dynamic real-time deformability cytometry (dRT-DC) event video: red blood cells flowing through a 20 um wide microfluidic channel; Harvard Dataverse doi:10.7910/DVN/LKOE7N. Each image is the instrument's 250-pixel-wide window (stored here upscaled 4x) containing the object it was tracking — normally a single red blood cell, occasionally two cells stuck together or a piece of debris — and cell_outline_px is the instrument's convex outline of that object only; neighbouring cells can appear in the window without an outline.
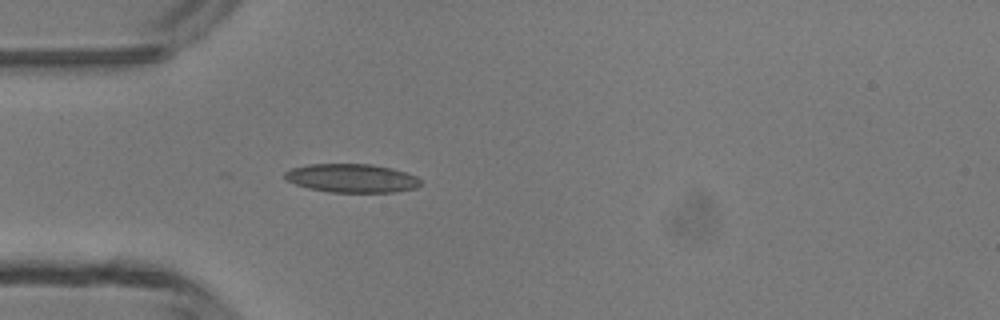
{"species": "common noctule bat (a hibernating species)", "species_latin": "Nyctalus noctula", "temperature_condition": "room temperature", "stored_images_in_passage": 1, "camera_frame_rate_fps": 3000, "um_per_image_px": 0.085, "animal": {"sex": "male", "body_mass_g": 13.3}, "frame": {"image": 1, "passage_image": 1, "time_ms": 0.0, "image_size_px": [1000, 320], "cell_outline_px": [[420, 184], [416, 188], [392, 192], [328, 192], [308, 188], [284, 180], [284, 172], [292, 168], [308, 164], [372, 164], [392, 168], [416, 176], [420, 180]], "centroid_in_image_um": [29.86, 15.14], "position_along_channel_um": 55.1, "area_um2": 22.66}}